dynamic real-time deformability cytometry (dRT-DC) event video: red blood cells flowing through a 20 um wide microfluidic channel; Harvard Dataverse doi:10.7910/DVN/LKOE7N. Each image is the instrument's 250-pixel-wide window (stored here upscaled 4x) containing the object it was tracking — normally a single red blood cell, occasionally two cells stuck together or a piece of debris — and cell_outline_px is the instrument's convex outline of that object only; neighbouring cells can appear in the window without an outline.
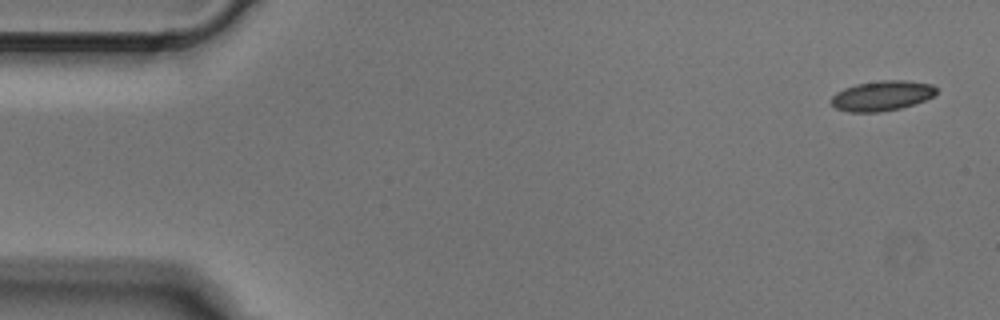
{"species": "Egyptian fruit bat (a non-hibernating species)", "species_latin": "Rousettus aegyptiacus", "temperature_condition": "cold", "stored_images_in_passage": 5, "camera_frame_rate_fps": 3000, "um_per_image_px": 0.085, "animal": {"sex": "male"}, "frame": {"image": 1, "passage_image": 1, "time_ms": 0.0, "image_size_px": [1000, 320], "cell_outline_px": [[936, 92], [932, 96], [924, 100], [900, 108], [880, 112], [848, 112], [836, 108], [832, 104], [832, 96], [836, 92], [844, 88], [856, 84], [880, 80], [908, 80], [932, 84], [936, 88]], "centroid_in_image_um": [74.95, 8.13], "position_along_channel_um": 10.1, "area_um2": 18.32}}
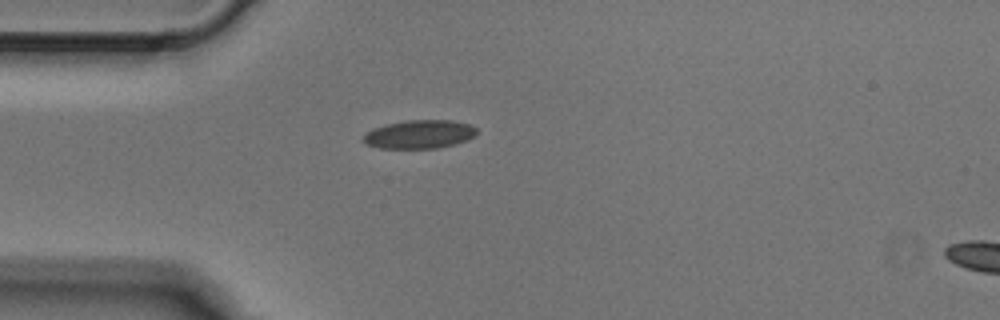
{"frame": {"image": 2, "passage_image": 4, "time_ms": 1.0, "image_size_px": [1000, 320], "cell_outline_px": [[476, 136], [468, 140], [456, 144], [436, 148], [380, 148], [364, 144], [360, 140], [372, 128], [388, 124], [408, 120], [452, 120], [472, 124], [476, 128]], "centroid_in_image_um": [35.67, 11.41], "position_along_channel_um": 49.3, "area_um2": 19.02}}